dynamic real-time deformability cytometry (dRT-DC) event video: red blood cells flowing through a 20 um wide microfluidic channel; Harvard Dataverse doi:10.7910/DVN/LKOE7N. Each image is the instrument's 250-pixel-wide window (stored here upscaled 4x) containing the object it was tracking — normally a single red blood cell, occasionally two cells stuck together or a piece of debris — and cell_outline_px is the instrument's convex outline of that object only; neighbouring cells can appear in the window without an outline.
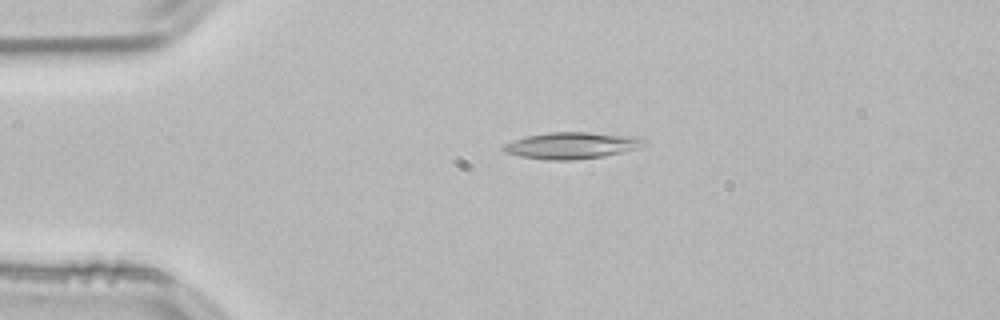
{"species": "common noctule bat (a hibernating species)", "species_latin": "Nyctalus noctula", "temperature_condition": "room temperature", "stored_images_in_passage": 52, "camera_frame_rate_fps": 3000, "um_per_image_px": 0.085, "animal": {"sex": "male", "body_mass_g": 21.5, "forearm_length_mm": 52.0}, "frame": {"image": 1, "passage_image": 11, "time_ms": 3.333, "image_size_px": [1000, 320], "cell_outline_px": [[648, 144], [636, 148], [604, 156], [576, 160], [548, 160], [520, 156], [504, 152], [500, 148], [504, 144], [512, 140], [528, 136], [548, 132], [588, 132], [632, 136], [648, 140]], "centroid_in_image_um": [48.57, 12.36], "position_along_channel_um": 36.4, "area_um2": 21.79}}
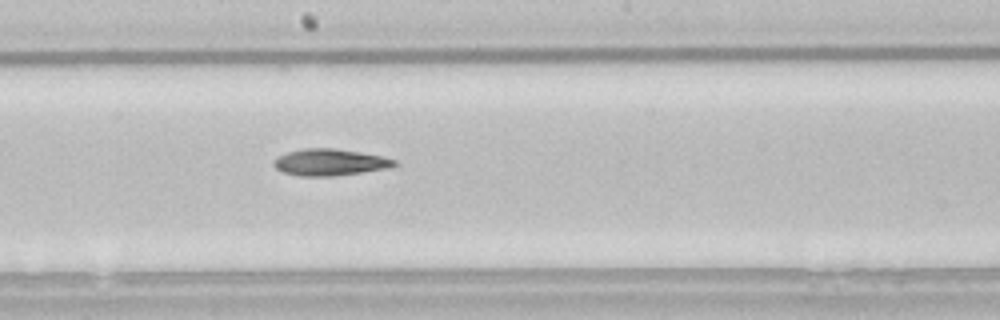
{"frame": {"image": 2, "passage_image": 28, "time_ms": 9.0, "image_size_px": [1000, 320], "cell_outline_px": [[396, 164], [388, 168], [336, 176], [300, 176], [284, 172], [276, 168], [272, 164], [280, 156], [288, 152], [304, 148], [332, 148], [360, 152], [380, 156], [396, 160]], "centroid_in_image_um": [28.04, 13.8], "position_along_channel_um": 220.2, "area_um2": 18.44}}
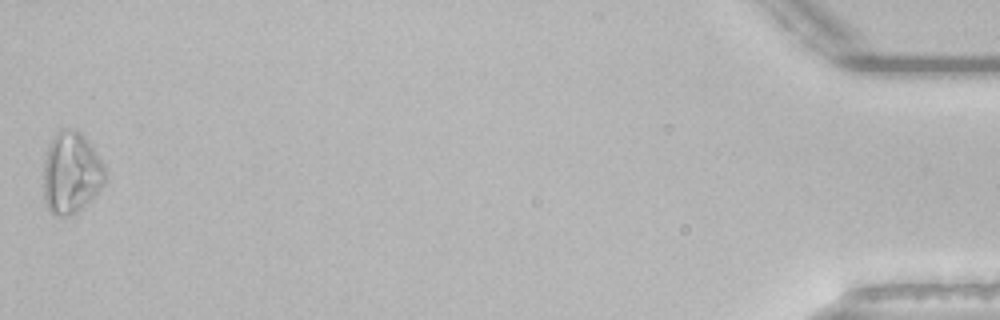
{"frame": {"image": 3, "passage_image": 52, "time_ms": 17.0, "image_size_px": [1000, 320], "cell_outline_px": [[104, 184], [76, 212], [68, 216], [56, 216], [48, 208], [44, 200], [44, 160], [48, 144], [52, 136], [56, 132], [64, 128], [68, 128], [80, 132], [84, 136], [104, 164]], "centroid_in_image_um": [6.01, 14.66], "position_along_channel_um": 429.2, "area_um2": 28.96}, "authors_computed_cell_mechanics": {"area_um2": 19.7387, "velocity_mm_per_s": 3.8405, "shape_relaxation_time_tau1_ms": 9.823, "shape_relaxation_time_tau2_ms": null, "deformation_change_tau1": 0.1914, "deformation_change_tau2": null}}